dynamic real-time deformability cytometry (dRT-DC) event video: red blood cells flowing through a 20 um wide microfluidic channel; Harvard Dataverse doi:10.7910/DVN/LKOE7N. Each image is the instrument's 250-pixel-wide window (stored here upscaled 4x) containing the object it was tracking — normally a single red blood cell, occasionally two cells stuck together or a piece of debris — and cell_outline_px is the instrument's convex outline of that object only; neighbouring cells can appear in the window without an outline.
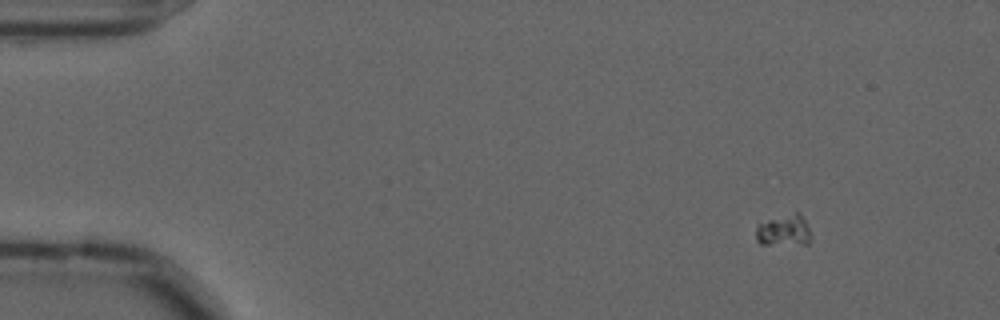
{"species": "common noctule bat (a hibernating species)", "species_latin": "Nyctalus noctula", "temperature_condition": "cold", "stored_images_in_passage": 59, "camera_frame_rate_fps": 3000, "um_per_image_px": 0.085, "animal": {"sex": "male", "forearm_length_mm": 52.5}, "frame": {"image": 1, "passage_image": 8, "time_ms": 2.333, "image_size_px": [1000, 320], "cell_outline_px": [[812, 236], [808, 244], [760, 244], [756, 240], [756, 224], [768, 220], [796, 212], [800, 212]], "centroid_in_image_um": [66.63, 19.6], "position_along_channel_um": 18.4, "area_um2": 10.06}}
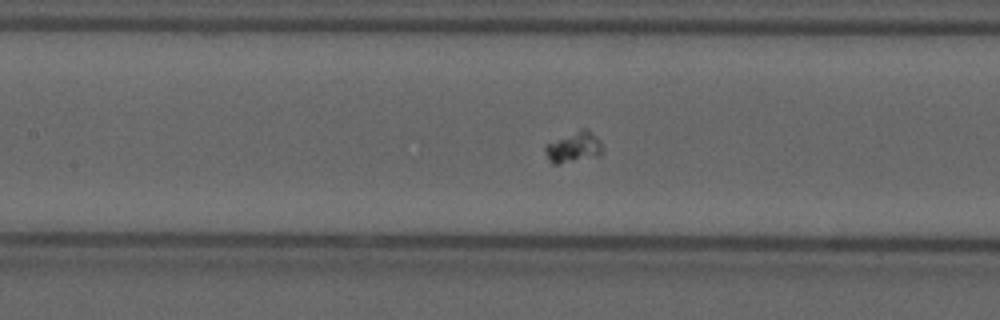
{"frame": {"image": 2, "passage_image": 28, "time_ms": 9.0, "image_size_px": [1000, 320], "cell_outline_px": [[604, 148], [600, 156], [560, 164], [552, 164], [548, 160], [544, 148], [544, 144], [584, 128], [588, 128], [600, 140]], "centroid_in_image_um": [48.78, 12.53], "position_along_channel_um": 158.6, "area_um2": 10.46}}
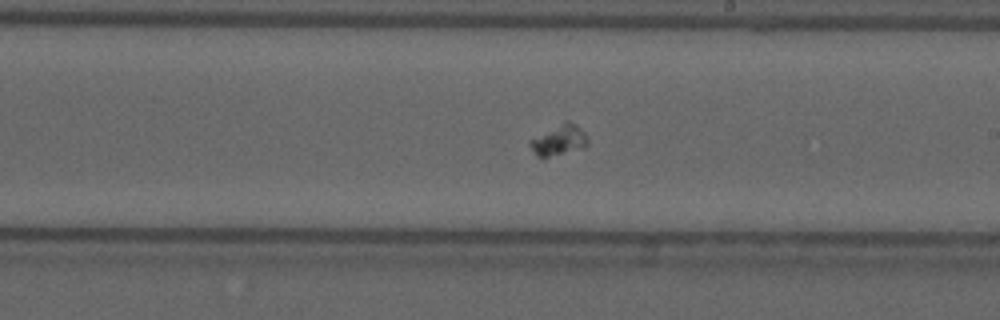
{"frame": {"image": 3, "passage_image": 35, "time_ms": 11.333, "image_size_px": [1000, 320], "cell_outline_px": [[588, 144], [584, 148], [540, 160], [536, 156], [528, 144], [528, 140], [564, 120], [568, 120], [576, 124], [588, 136]], "centroid_in_image_um": [47.48, 11.93], "position_along_channel_um": 241.5, "area_um2": 10.81}}